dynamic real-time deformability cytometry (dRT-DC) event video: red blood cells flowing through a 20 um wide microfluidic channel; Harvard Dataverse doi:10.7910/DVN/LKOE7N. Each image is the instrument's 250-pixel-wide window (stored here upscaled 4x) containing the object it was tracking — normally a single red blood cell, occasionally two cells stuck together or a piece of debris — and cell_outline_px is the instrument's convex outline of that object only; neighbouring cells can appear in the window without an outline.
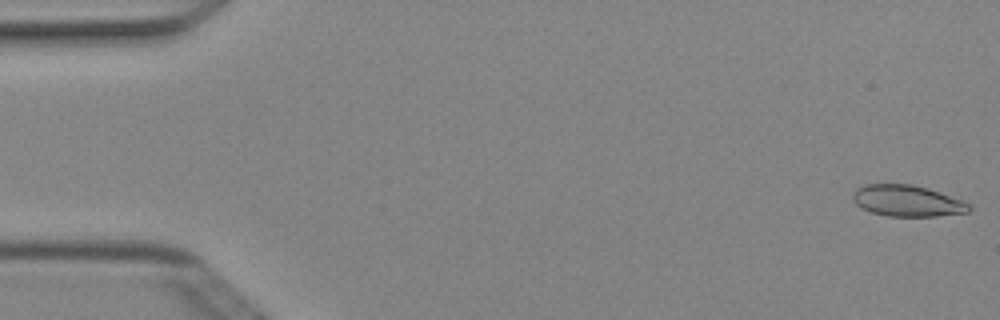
{"species": "Egyptian fruit bat (a non-hibernating species)", "species_latin": "Rousettus aegyptiacus", "temperature_condition": "cold", "stored_images_in_passage": 4, "camera_frame_rate_fps": 3000, "um_per_image_px": 0.085, "animal": {"sex": "female"}, "frame": {"image": 1, "passage_image": 1, "time_ms": 0.0, "image_size_px": [1000, 320], "cell_outline_px": [[972, 208], [968, 212], [936, 216], [888, 216], [872, 212], [856, 204], [852, 200], [852, 192], [856, 188], [864, 184], [912, 184], [928, 188], [964, 200]], "centroid_in_image_um": [77.11, 17.06], "position_along_channel_um": 7.9, "area_um2": 21.27}}